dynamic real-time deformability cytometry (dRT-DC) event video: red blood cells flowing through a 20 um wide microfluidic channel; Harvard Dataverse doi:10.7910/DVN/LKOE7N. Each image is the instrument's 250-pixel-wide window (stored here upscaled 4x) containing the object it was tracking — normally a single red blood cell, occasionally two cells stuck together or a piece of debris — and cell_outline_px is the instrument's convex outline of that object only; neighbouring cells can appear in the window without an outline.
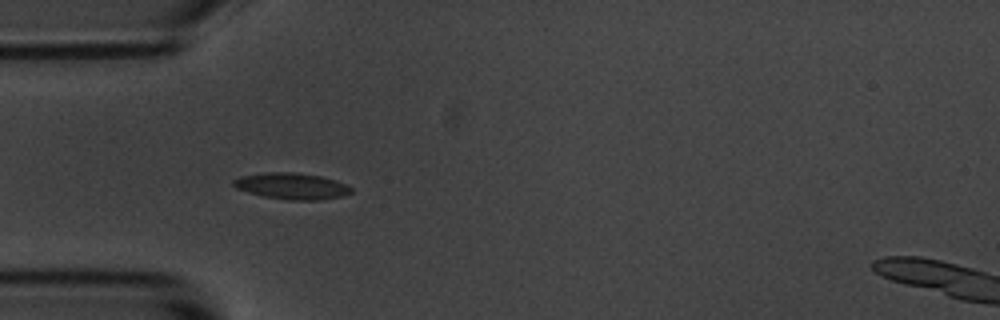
{"species": "common noctule bat (a hibernating species)", "species_latin": "Nyctalus noctula", "temperature_condition": "room temperature", "stored_images_in_passage": 45, "camera_frame_rate_fps": 3000, "um_per_image_px": 0.085, "animal": {"sex": "male", "body_mass_g": 20.1, "forearm_length_mm": 53.5}, "frame": {"image": 1, "passage_image": 6, "time_ms": 1.667, "image_size_px": [1000, 320], "cell_outline_px": [[352, 192], [344, 196], [320, 200], [288, 200], [264, 196], [248, 192], [236, 188], [232, 184], [232, 180], [240, 176], [264, 172], [292, 172], [320, 176], [336, 180], [352, 188]], "centroid_in_image_um": [24.79, 15.81], "position_along_channel_um": 60.2, "area_um2": 18.09}}
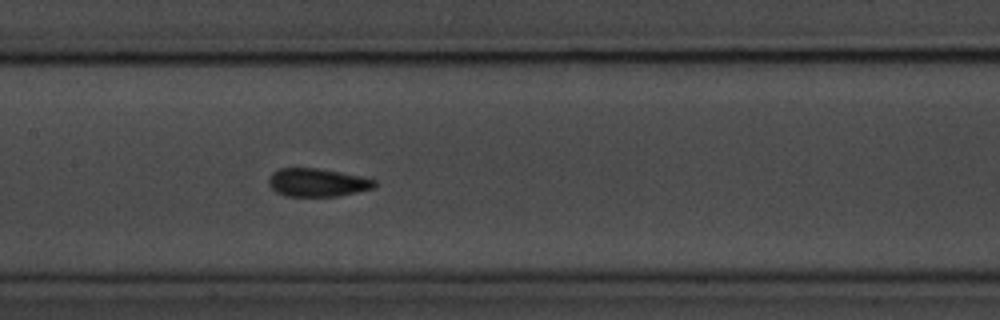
{"frame": {"image": 2, "passage_image": 16, "time_ms": 5.0, "image_size_px": [1000, 320], "cell_outline_px": [[380, 184], [376, 188], [336, 196], [284, 196], [276, 192], [268, 184], [268, 176], [272, 172], [280, 168], [316, 168], [340, 172], [360, 176], [376, 180]], "centroid_in_image_um": [26.98, 15.51], "position_along_channel_um": 180.4, "area_um2": 17.57}}
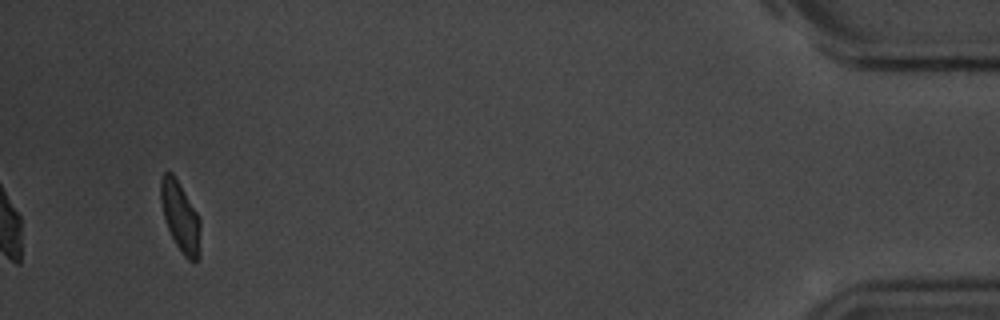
{"frame": {"image": 3, "passage_image": 42, "time_ms": 13.667, "image_size_px": [1000, 320], "cell_outline_px": [[200, 256], [196, 260], [188, 260], [180, 252], [168, 228], [164, 216], [160, 200], [160, 180], [164, 172], [172, 172], [180, 184], [200, 216]], "centroid_in_image_um": [15.34, 18.42], "position_along_channel_um": 419.9, "area_um2": 16.3}, "authors_computed_cell_mechanics": {"area_um2": 16.9354, "velocity_mm_per_s": 3.6498, "shape_relaxation_time_tau1_ms": 2.6783, "shape_relaxation_time_tau2_ms": 1.1641, "deformation_change_tau1": 0.106, "deformation_change_tau2": 0.0542}}